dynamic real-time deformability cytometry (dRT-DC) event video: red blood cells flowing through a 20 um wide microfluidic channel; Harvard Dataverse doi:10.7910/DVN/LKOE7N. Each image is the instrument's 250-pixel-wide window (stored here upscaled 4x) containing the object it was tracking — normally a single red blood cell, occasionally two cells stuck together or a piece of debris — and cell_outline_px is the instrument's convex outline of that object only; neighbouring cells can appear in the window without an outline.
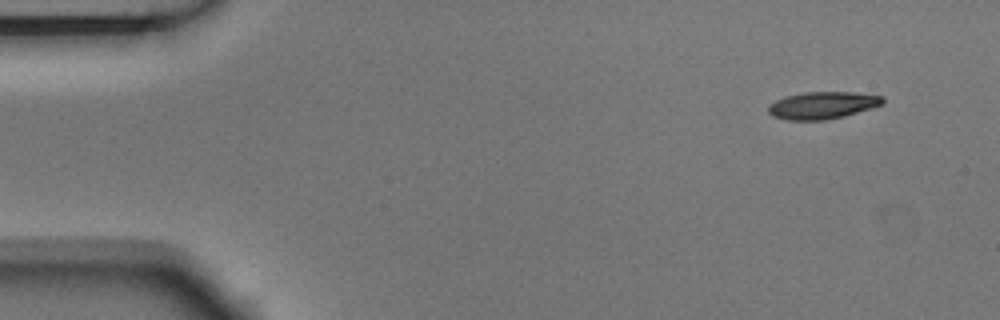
{"species": "Egyptian fruit bat (a non-hibernating species)", "species_latin": "Rousettus aegyptiacus", "temperature_condition": "room temperature", "stored_images_in_passage": 4, "camera_frame_rate_fps": 3000, "um_per_image_px": 0.085, "animal": {"sex": "male"}, "frame": {"image": 1, "passage_image": 1, "time_ms": 0.0, "image_size_px": [1000, 320], "cell_outline_px": [[884, 104], [872, 108], [844, 116], [824, 120], [788, 120], [772, 116], [768, 112], [768, 104], [784, 96], [804, 92], [852, 92], [884, 96]], "centroid_in_image_um": [69.91, 8.94], "position_along_channel_um": 15.1, "area_um2": 18.26}}
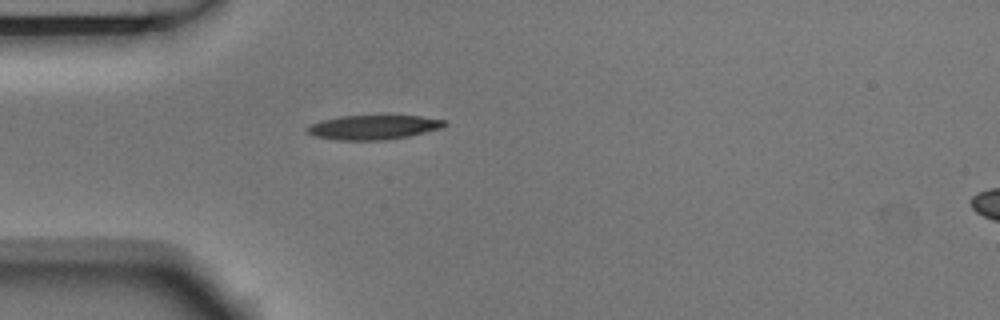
{"frame": {"image": 2, "passage_image": 4, "time_ms": 1.0, "image_size_px": [1000, 320], "cell_outline_px": [[448, 124], [444, 128], [408, 136], [384, 140], [336, 140], [312, 136], [304, 128], [312, 124], [324, 120], [340, 116], [420, 116], [444, 120]], "centroid_in_image_um": [31.75, 10.83], "position_along_channel_um": 53.2, "area_um2": 19.48}}